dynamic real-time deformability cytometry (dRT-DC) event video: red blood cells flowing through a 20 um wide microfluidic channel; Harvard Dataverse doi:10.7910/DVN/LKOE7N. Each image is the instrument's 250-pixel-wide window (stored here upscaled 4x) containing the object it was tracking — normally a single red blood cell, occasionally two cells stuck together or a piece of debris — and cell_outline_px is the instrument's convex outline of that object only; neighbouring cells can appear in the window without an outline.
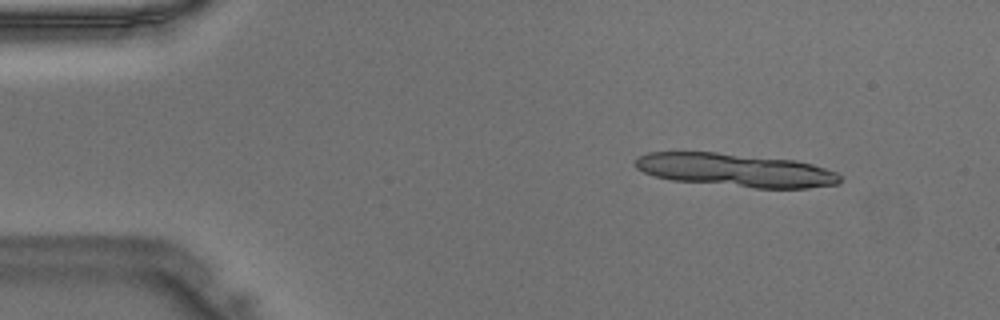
{"species": "Egyptian fruit bat (a non-hibernating species)", "species_latin": "Rousettus aegyptiacus", "temperature_condition": "warm", "stored_images_in_passage": 10, "camera_frame_rate_fps": 3000, "um_per_image_px": 0.085, "animal": {"sex": "male"}, "frame": {"image": 1, "passage_image": 4, "time_ms": 1.0, "image_size_px": [1000, 320], "cell_outline_px": [[840, 184], [808, 188], [756, 188], [672, 180], [656, 176], [644, 172], [636, 168], [632, 164], [640, 156], [648, 152], [716, 152], [796, 160], [812, 164], [836, 172], [840, 176]], "centroid_in_image_um": [62.53, 14.46], "position_along_channel_um": 22.5, "area_um2": 39.71}}